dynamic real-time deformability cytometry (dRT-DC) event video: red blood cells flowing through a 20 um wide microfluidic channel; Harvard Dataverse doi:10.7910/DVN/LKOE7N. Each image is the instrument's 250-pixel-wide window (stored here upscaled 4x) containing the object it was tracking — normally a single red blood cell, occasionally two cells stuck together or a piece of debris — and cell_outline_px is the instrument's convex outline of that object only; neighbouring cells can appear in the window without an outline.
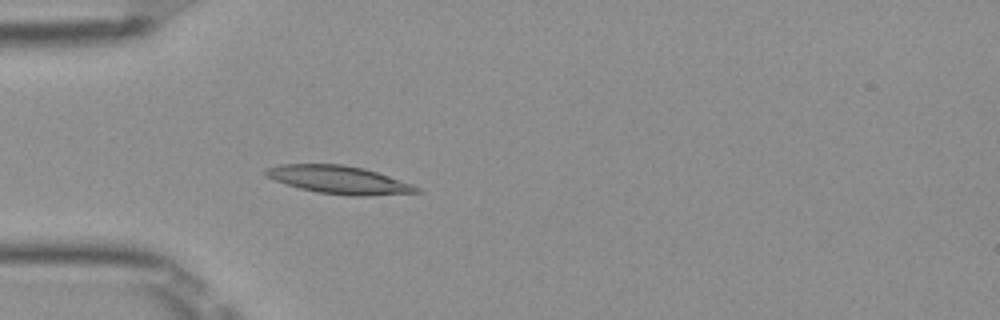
{"species": "Egyptian fruit bat (a non-hibernating species)", "species_latin": "Rousettus aegyptiacus", "temperature_condition": "room temperature", "stored_images_in_passage": 42, "camera_frame_rate_fps": 3000, "um_per_image_px": 0.085, "frame": {"image": 1, "passage_image": 10, "time_ms": 3.0, "image_size_px": [1000, 320], "cell_outline_px": [[424, 192], [364, 196], [348, 196], [316, 192], [300, 188], [276, 180], [268, 176], [264, 172], [264, 168], [280, 164], [344, 164], [364, 168], [412, 184], [420, 188]], "centroid_in_image_um": [28.84, 15.28], "position_along_channel_um": 56.2, "area_um2": 24.51}}
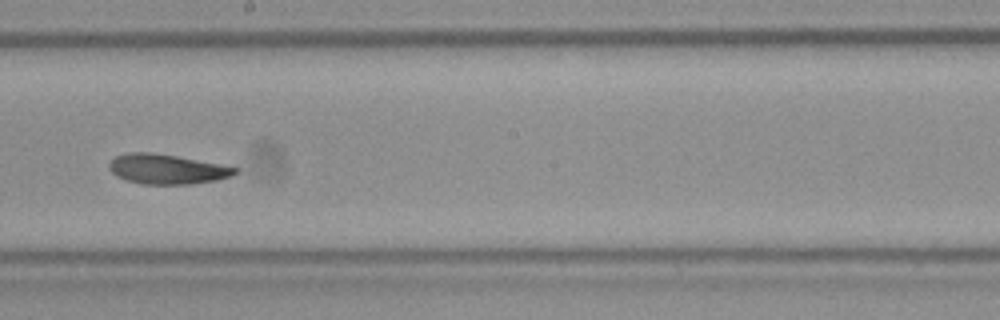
{"frame": {"image": 2, "passage_image": 24, "time_ms": 7.667, "image_size_px": [1000, 320], "cell_outline_px": [[240, 172], [232, 176], [216, 180], [192, 184], [144, 184], [128, 180], [116, 176], [108, 168], [108, 164], [116, 156], [128, 152], [148, 152], [176, 156], [240, 168]], "centroid_in_image_um": [14.21, 14.38], "position_along_channel_um": 234.0, "area_um2": 21.79}}
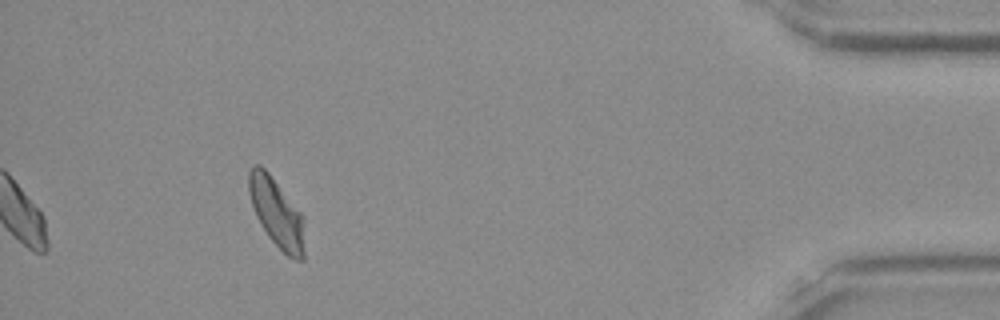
{"frame": {"image": 3, "passage_image": 42, "time_ms": 13.667, "image_size_px": [1000, 320], "cell_outline_px": [[304, 260], [296, 260], [288, 256], [268, 236], [260, 224], [256, 216], [248, 192], [248, 172], [252, 164], [260, 164], [268, 172], [300, 212], [304, 252]], "centroid_in_image_um": [23.45, 18.05], "position_along_channel_um": 411.7, "area_um2": 21.79}, "authors_computed_cell_mechanics": {"area_um2": 22.1952, "velocity_mm_per_s": 3.9359, "shape_relaxation_time_tau1_ms": 5.7506, "shape_relaxation_time_tau2_ms": 2.6366, "deformation_change_tau1": 0.1814, "deformation_change_tau2": 0.0878}}